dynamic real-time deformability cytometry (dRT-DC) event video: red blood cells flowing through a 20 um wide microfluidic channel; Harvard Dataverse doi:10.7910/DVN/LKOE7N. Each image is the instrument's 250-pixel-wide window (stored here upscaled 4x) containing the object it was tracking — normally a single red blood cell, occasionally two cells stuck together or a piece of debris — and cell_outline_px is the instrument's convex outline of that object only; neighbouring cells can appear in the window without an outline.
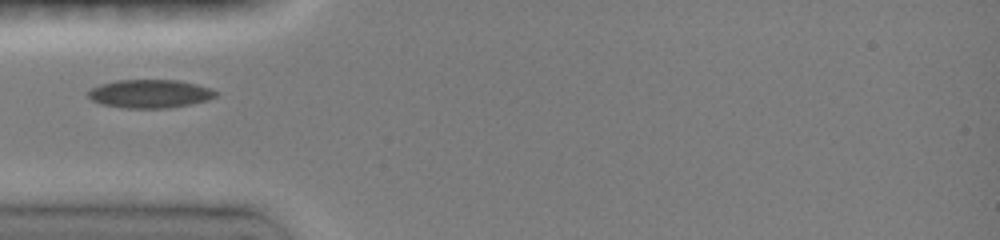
{"species": "common noctule bat (a hibernating species)", "species_latin": "Nyctalus noctula", "temperature_condition": "room temperature", "stored_images_in_passage": 19, "camera_frame_rate_fps": 3000, "um_per_image_px": 0.085, "animal": {"sex": "female", "body_mass_g": 19.0, "forearm_length_mm": 51.5}, "frame": {"image": 1, "passage_image": 1, "time_ms": 0.0, "image_size_px": [1000, 240], "cell_outline_px": [[220, 92], [216, 96], [208, 100], [168, 108], [124, 108], [100, 104], [92, 100], [88, 96], [88, 92], [92, 88], [100, 84], [116, 80], [176, 80], [196, 84]], "centroid_in_image_um": [12.73, 7.97], "position_along_channel_um": 72.3, "area_um2": 21.04}}
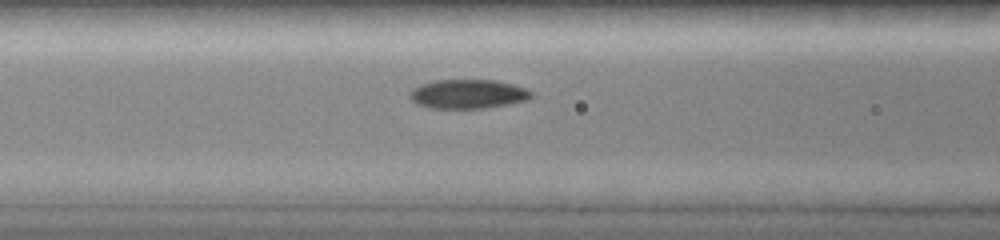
{"frame": {"image": 2, "passage_image": 9, "time_ms": 1.333, "image_size_px": [1000, 240], "cell_outline_px": [[536, 92], [528, 100], [508, 104], [484, 108], [428, 108], [416, 104], [408, 96], [412, 88], [420, 84], [436, 80], [496, 80], [512, 84]], "centroid_in_image_um": [39.77, 7.99], "position_along_channel_um": 126.8, "area_um2": 20.81}}